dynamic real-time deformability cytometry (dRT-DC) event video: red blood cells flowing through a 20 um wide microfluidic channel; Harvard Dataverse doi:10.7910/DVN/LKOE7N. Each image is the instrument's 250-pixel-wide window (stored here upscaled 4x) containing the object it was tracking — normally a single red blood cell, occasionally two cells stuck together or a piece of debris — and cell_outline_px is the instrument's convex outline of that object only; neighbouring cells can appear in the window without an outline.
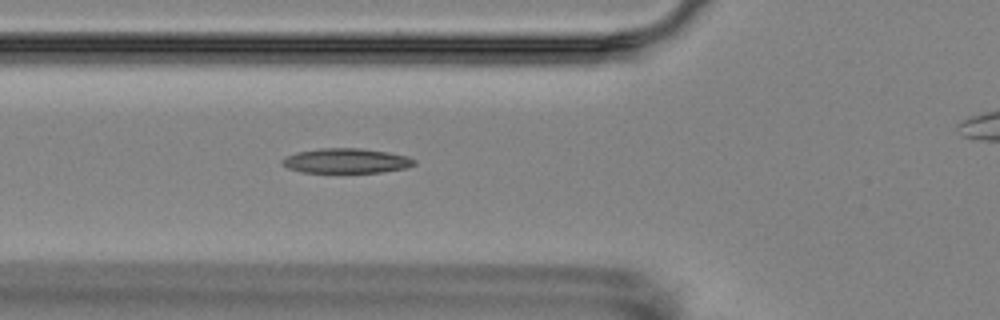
{"species": "Egyptian fruit bat (a non-hibernating species)", "species_latin": "Rousettus aegyptiacus", "temperature_condition": "room temperature", "stored_images_in_passage": 7, "camera_frame_rate_fps": 3000, "um_per_image_px": 0.085, "animal": {"sex": "female"}, "frame": {"image": 1, "passage_image": 6, "time_ms": 5.667, "image_size_px": [1000, 320], "cell_outline_px": [[416, 164], [404, 168], [380, 172], [300, 172], [288, 168], [280, 160], [296, 152], [320, 148], [360, 148], [388, 152], [408, 156], [416, 160]], "centroid_in_image_um": [29.44, 13.66], "position_along_channel_um": 96.4, "area_um2": 18.96}}